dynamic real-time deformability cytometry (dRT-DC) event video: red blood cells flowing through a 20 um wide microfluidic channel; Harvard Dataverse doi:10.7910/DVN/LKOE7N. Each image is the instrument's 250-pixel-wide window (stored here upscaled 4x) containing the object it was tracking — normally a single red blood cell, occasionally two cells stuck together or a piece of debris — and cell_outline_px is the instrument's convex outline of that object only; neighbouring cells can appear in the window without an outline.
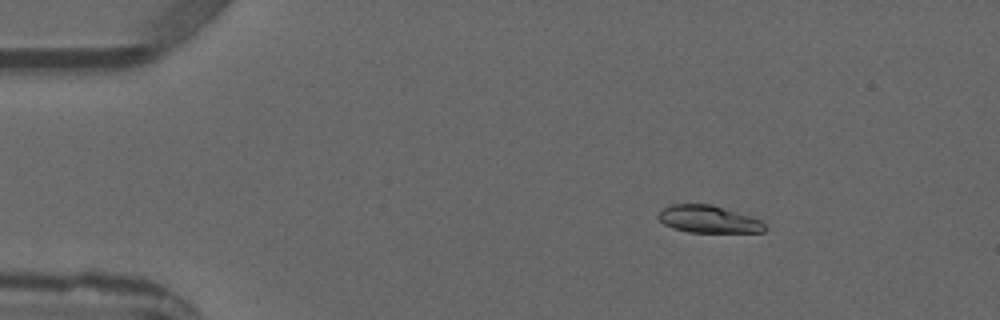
{"species": "common noctule bat (a hibernating species)", "species_latin": "Nyctalus noctula", "temperature_condition": "warm", "stored_images_in_passage": 3, "camera_frame_rate_fps": 3000, "um_per_image_px": 0.085, "animal": {"sex": "male", "forearm_length_mm": 52.5}, "frame": {"image": 1, "passage_image": 2, "time_ms": 1.333, "image_size_px": [1000, 320], "cell_outline_px": [[768, 228], [764, 232], [688, 232], [672, 228], [664, 224], [656, 216], [664, 208], [672, 204], [712, 204], [752, 216], [760, 220]], "centroid_in_image_um": [60.24, 18.63], "position_along_channel_um": 24.8, "area_um2": 17.05}}